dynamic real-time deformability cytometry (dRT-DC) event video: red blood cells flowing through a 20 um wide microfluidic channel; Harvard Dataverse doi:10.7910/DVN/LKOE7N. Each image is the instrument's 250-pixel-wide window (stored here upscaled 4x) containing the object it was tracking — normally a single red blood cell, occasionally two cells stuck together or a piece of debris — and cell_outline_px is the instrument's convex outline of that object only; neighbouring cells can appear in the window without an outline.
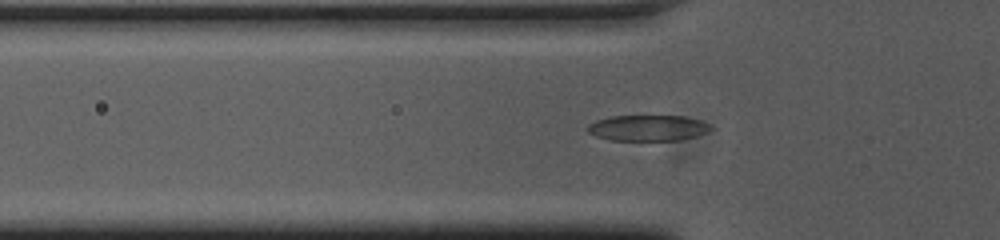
{"species": "common noctule bat (a hibernating species)", "species_latin": "Nyctalus noctula", "temperature_condition": "cold", "stored_images_in_passage": 41, "camera_frame_rate_fps": 3000, "um_per_image_px": 0.085, "animal": {"sex": "female", "body_mass_g": 23.0, "forearm_length_mm": 53.4}, "frame": {"image": 1, "passage_image": 4, "time_ms": 1.0, "image_size_px": [1000, 240], "cell_outline_px": [[712, 128], [708, 132], [696, 136], [680, 140], [612, 140], [596, 136], [588, 132], [588, 124], [596, 120], [612, 116], [684, 116], [708, 124]], "centroid_in_image_um": [55.05, 10.88], "position_along_channel_um": 70.8, "area_um2": 18.32}}
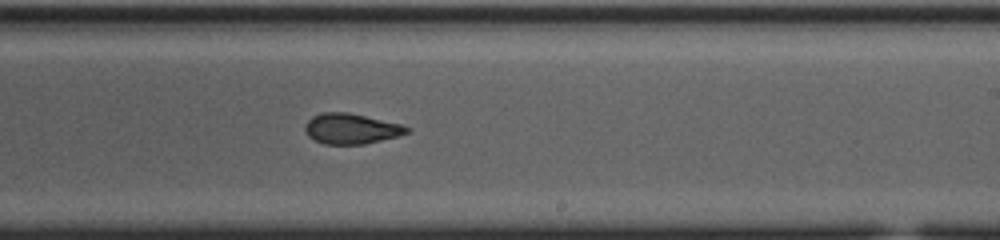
{"frame": {"image": 2, "passage_image": 19, "time_ms": 6.0, "image_size_px": [1000, 240], "cell_outline_px": [[412, 128], [408, 132], [400, 136], [364, 144], [324, 144], [308, 136], [304, 128], [304, 124], [312, 116], [324, 112], [348, 112], [400, 124]], "centroid_in_image_um": [29.85, 10.94], "position_along_channel_um": 259.2, "area_um2": 18.03}}
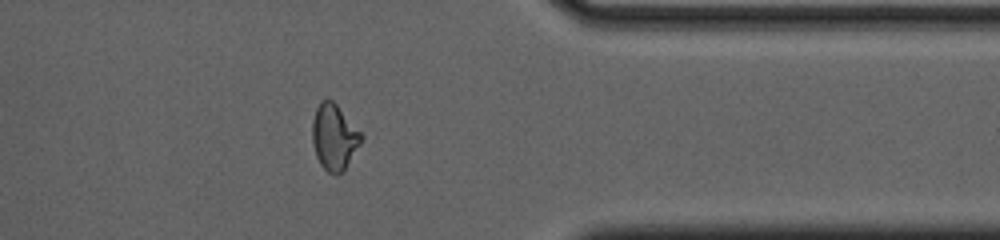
{"frame": {"image": 3, "passage_image": 30, "time_ms": 9.667, "image_size_px": [1000, 240], "cell_outline_px": [[364, 136], [360, 144], [344, 172], [336, 176], [328, 172], [320, 164], [316, 156], [312, 140], [312, 120], [316, 108], [320, 100], [332, 100], [336, 104]], "centroid_in_image_um": [28.4, 11.68], "position_along_channel_um": 383.0, "area_um2": 18.84}, "authors_computed_cell_mechanics": {"area_um2": 18.6116, "velocity_mm_per_s": 3.7583, "shape_relaxation_time_tau1_ms": 10.5171, "shape_relaxation_time_tau2_ms": 2.3283, "deformation_change_tau1": 0.2492, "deformation_change_tau2": 0.0956}}